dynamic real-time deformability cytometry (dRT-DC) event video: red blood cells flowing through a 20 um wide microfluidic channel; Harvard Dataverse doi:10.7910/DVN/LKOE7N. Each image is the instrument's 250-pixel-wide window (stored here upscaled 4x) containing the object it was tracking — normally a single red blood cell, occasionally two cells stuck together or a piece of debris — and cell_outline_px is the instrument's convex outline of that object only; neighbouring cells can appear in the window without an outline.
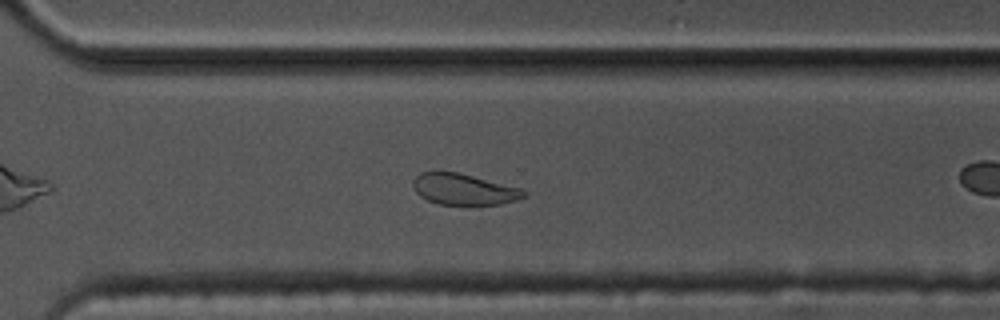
{"species": "common noctule bat (a hibernating species)", "species_latin": "Nyctalus noctula", "temperature_condition": "cold", "stored_images_in_passage": 43, "camera_frame_rate_fps": 3000, "um_per_image_px": 0.085, "animal": {"sex": "male", "body_mass_g": 17.5, "forearm_length_mm": 52.3}, "frame": {"image": 1, "passage_image": 25, "time_ms": 8.0, "image_size_px": [1000, 320], "cell_outline_px": [[528, 196], [516, 200], [500, 204], [436, 204], [420, 196], [416, 192], [412, 184], [412, 180], [420, 172], [460, 172], [520, 188], [528, 192]], "centroid_in_image_um": [39.43, 16.08], "position_along_channel_um": 331.2, "area_um2": 20.11}}
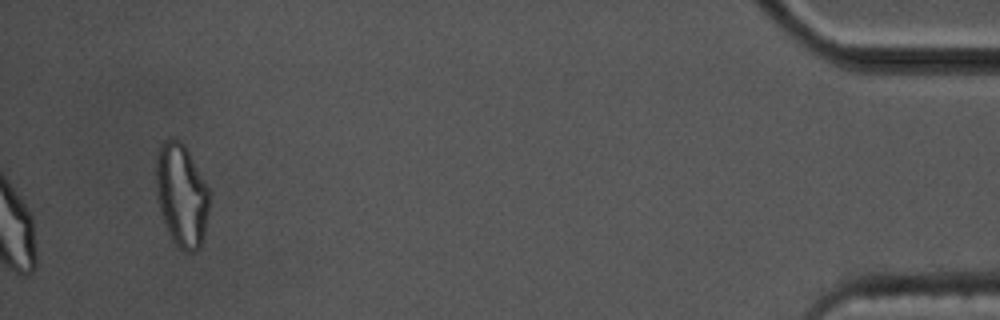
{"frame": {"image": 2, "passage_image": 43, "time_ms": 14.0, "image_size_px": [1000, 320], "cell_outline_px": [[208, 212], [204, 232], [200, 248], [192, 252], [184, 252], [172, 240], [160, 212], [156, 192], [156, 156], [160, 144], [164, 140], [172, 136], [180, 140], [184, 144], [208, 188]], "centroid_in_image_um": [15.4, 16.56], "position_along_channel_um": 419.8, "area_um2": 31.85}, "authors_computed_cell_mechanics": {"area_um2": 21.7328, "velocity_mm_per_s": 3.4908, "shape_relaxation_time_tau1_ms": 8.8772, "shape_relaxation_time_tau2_ms": 7.8486, "deformation_change_tau1": 0.1442, "deformation_change_tau2": 0.1063}}